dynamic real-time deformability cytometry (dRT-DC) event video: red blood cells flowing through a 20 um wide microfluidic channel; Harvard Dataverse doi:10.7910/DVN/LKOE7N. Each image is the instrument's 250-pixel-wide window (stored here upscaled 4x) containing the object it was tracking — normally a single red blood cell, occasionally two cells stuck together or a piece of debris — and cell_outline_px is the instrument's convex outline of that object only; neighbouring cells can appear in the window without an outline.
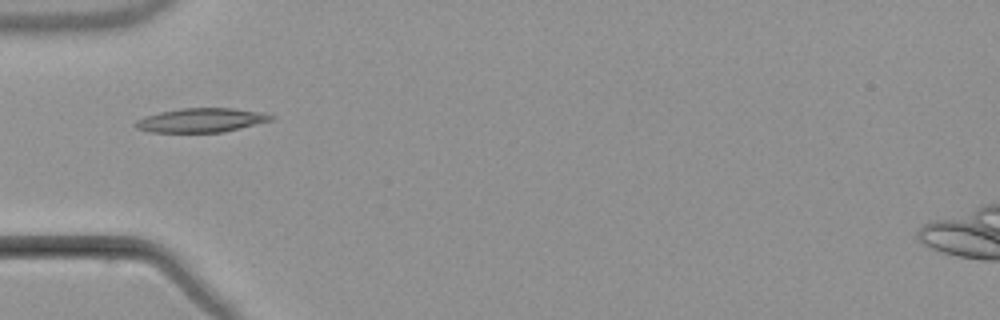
{"species": "common noctule bat (a hibernating species)", "species_latin": "Nyctalus noctula", "temperature_condition": "warm", "stored_images_in_passage": 4, "camera_frame_rate_fps": 3000, "um_per_image_px": 0.085, "animal": {"sex": "male", "body_mass_g": 21.5, "forearm_length_mm": 52.0}, "frame": {"image": 1, "passage_image": 3, "time_ms": 3.0, "image_size_px": [1000, 320], "cell_outline_px": [[276, 116], [272, 120], [220, 132], [152, 132], [136, 128], [132, 124], [136, 120], [144, 116], [160, 112], [180, 108], [232, 108], [264, 112]], "centroid_in_image_um": [17.07, 10.2], "position_along_channel_um": 67.9, "area_um2": 18.96}}
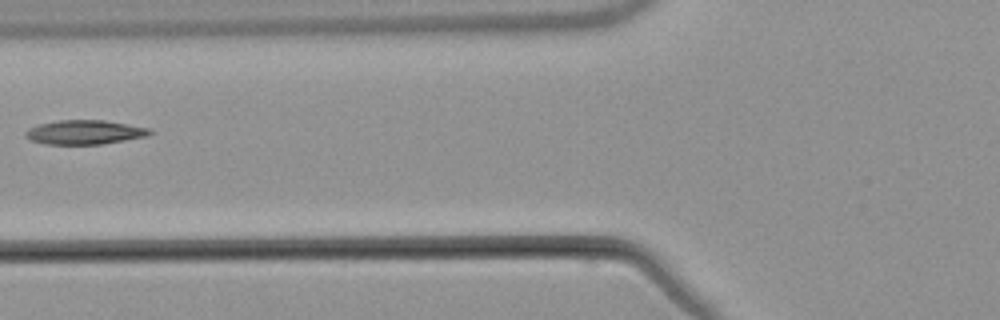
{"frame": {"image": 2, "passage_image": 4, "time_ms": 4.333, "image_size_px": [1000, 320], "cell_outline_px": [[152, 132], [148, 136], [104, 144], [44, 144], [32, 140], [24, 136], [24, 132], [28, 128], [40, 124], [60, 120], [104, 120], [152, 128]], "centroid_in_image_um": [7.22, 11.24], "position_along_channel_um": 118.6, "area_um2": 17.63}}